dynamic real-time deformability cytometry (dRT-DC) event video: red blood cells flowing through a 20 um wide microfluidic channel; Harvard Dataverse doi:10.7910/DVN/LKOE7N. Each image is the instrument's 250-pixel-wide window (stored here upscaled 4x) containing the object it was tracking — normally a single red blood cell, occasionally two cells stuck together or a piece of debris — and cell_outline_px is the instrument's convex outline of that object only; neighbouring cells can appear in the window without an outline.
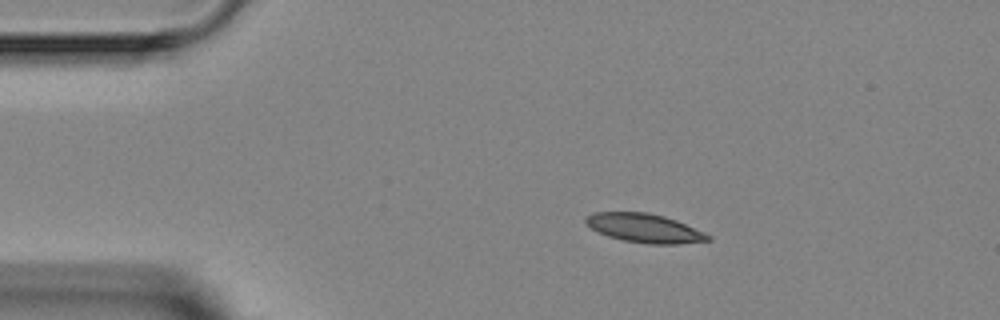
{"species": "Egyptian fruit bat (a non-hibernating species)", "species_latin": "Rousettus aegyptiacus", "temperature_condition": "room temperature", "stored_images_in_passage": 3, "camera_frame_rate_fps": 3000, "um_per_image_px": 0.085, "animal": {"sex": "female"}, "frame": {"image": 1, "passage_image": 1, "time_ms": 0.0, "image_size_px": [1000, 320], "cell_outline_px": [[712, 240], [676, 244], [648, 244], [624, 240], [608, 236], [592, 228], [584, 220], [584, 216], [592, 212], [648, 212], [664, 216], [676, 220], [704, 232], [712, 236]], "centroid_in_image_um": [54.79, 19.38], "position_along_channel_um": 30.2, "area_um2": 20.52}}
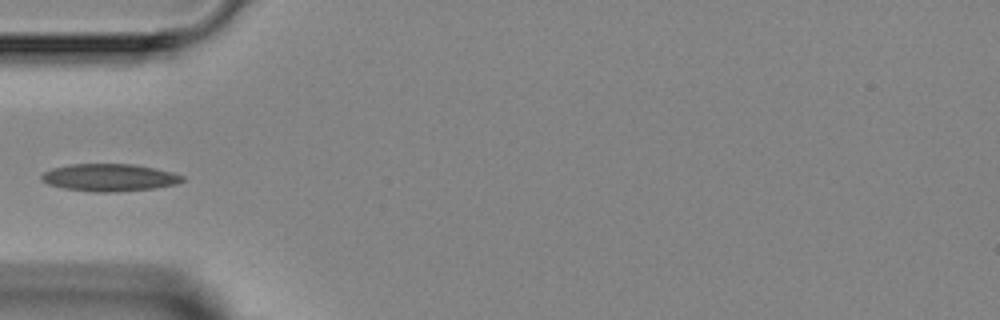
{"frame": {"image": 2, "passage_image": 3, "time_ms": 2.333, "image_size_px": [1000, 320], "cell_outline_px": [[184, 180], [176, 184], [152, 188], [112, 192], [92, 192], [64, 188], [48, 184], [40, 180], [40, 176], [44, 172], [52, 168], [72, 164], [132, 164], [172, 172], [184, 176]], "centroid_in_image_um": [9.26, 15.09], "position_along_channel_um": 75.7, "area_um2": 22.31}}